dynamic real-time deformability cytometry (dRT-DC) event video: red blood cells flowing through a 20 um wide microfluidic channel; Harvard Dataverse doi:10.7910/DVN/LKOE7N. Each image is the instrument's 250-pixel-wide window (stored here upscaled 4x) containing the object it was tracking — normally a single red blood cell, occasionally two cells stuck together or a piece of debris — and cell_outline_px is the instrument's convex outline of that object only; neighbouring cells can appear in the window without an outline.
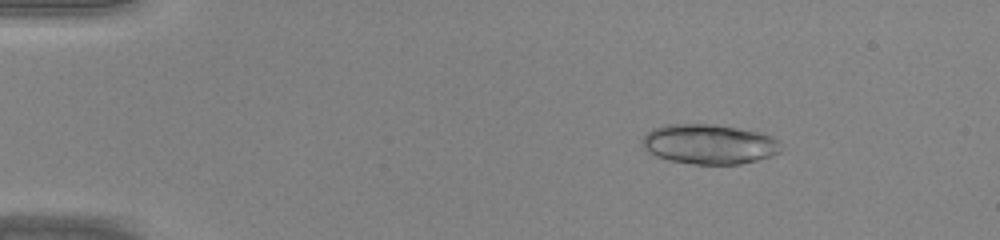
{"species": "common noctule bat (a hibernating species)", "species_latin": "Nyctalus noctula", "temperature_condition": "warm", "stored_images_in_passage": 45, "camera_frame_rate_fps": 3000, "um_per_image_px": 0.085, "animal": {"sex": "male", "body_mass_g": 20.0, "forearm_length_mm": 53.3}, "frame": {"image": 1, "passage_image": 7, "time_ms": 2.0, "image_size_px": [1000, 240], "cell_outline_px": [[780, 152], [772, 156], [740, 164], [696, 164], [672, 160], [656, 156], [648, 152], [644, 148], [640, 140], [652, 128], [664, 124], [708, 124], [736, 128], [760, 132], [772, 136], [776, 140]], "centroid_in_image_um": [60.23, 12.25], "position_along_channel_um": 24.8, "area_um2": 31.96}}